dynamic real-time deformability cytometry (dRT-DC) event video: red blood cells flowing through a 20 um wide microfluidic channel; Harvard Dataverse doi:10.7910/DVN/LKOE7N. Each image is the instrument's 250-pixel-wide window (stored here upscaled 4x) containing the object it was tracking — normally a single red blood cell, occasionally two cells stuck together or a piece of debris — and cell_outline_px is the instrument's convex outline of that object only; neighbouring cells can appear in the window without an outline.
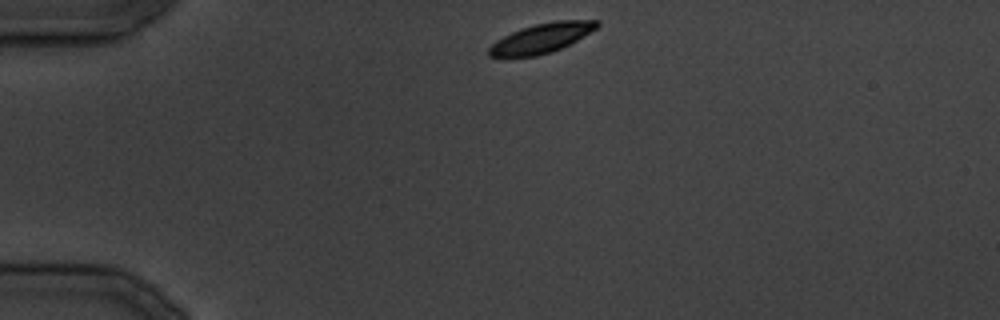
{"species": "common noctule bat (a hibernating species)", "species_latin": "Nyctalus noctula", "temperature_condition": "cold", "stored_images_in_passage": 15, "camera_frame_rate_fps": 3000, "um_per_image_px": 0.085, "animal": {"sex": "male", "body_mass_g": 19.5, "forearm_length_mm": 54.6}, "frame": {"image": 1, "passage_image": 1, "time_ms": 0.0, "image_size_px": [1000, 320], "cell_outline_px": [[600, 24], [596, 28], [576, 40], [552, 52], [536, 56], [488, 56], [488, 48], [496, 40], [512, 32], [536, 24], [556, 20], [600, 20]], "centroid_in_image_um": [46.03, 3.23], "position_along_channel_um": 39.0, "area_um2": 18.21}}
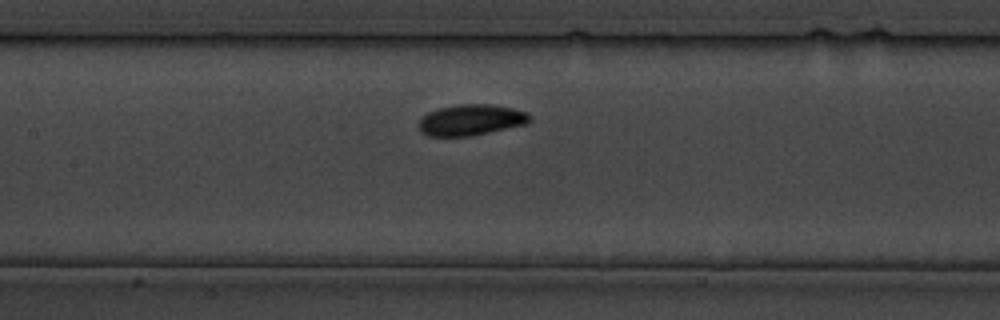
{"frame": {"image": 2, "passage_image": 10, "time_ms": 11.0, "image_size_px": [1000, 320], "cell_outline_px": [[532, 120], [528, 124], [472, 136], [428, 136], [420, 132], [420, 120], [428, 112], [440, 108], [456, 104], [488, 104], [512, 108], [528, 112], [532, 116]], "centroid_in_image_um": [40.09, 10.2], "position_along_channel_um": 167.3, "area_um2": 20.17}}
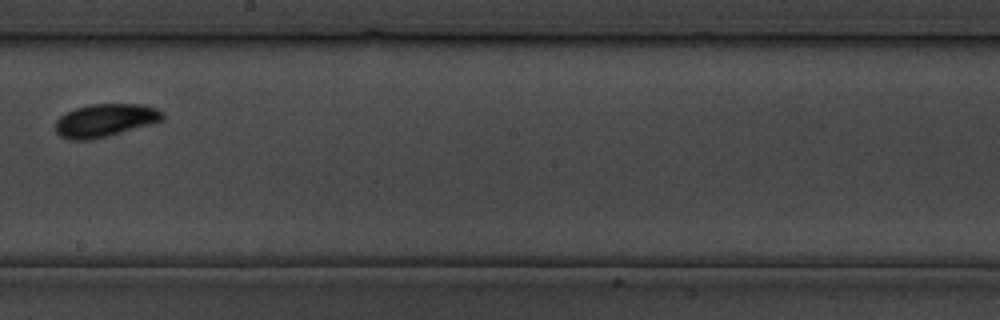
{"frame": {"image": 3, "passage_image": 14, "time_ms": 15.667, "image_size_px": [1000, 320], "cell_outline_px": [[164, 120], [152, 124], [104, 136], [84, 140], [72, 140], [60, 136], [56, 132], [56, 120], [64, 112], [76, 108], [92, 104], [140, 104], [156, 108], [164, 112]], "centroid_in_image_um": [8.94, 10.21], "position_along_channel_um": 239.3, "area_um2": 20.4}}